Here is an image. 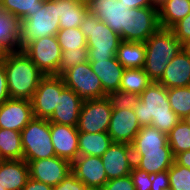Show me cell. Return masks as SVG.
<instances>
[{
	"mask_svg": "<svg viewBox=\"0 0 190 190\" xmlns=\"http://www.w3.org/2000/svg\"><path fill=\"white\" fill-rule=\"evenodd\" d=\"M134 108L140 126L151 125L168 134L182 119L175 114L168 101L167 89L152 82L140 95Z\"/></svg>",
	"mask_w": 190,
	"mask_h": 190,
	"instance_id": "obj_1",
	"label": "cell"
},
{
	"mask_svg": "<svg viewBox=\"0 0 190 190\" xmlns=\"http://www.w3.org/2000/svg\"><path fill=\"white\" fill-rule=\"evenodd\" d=\"M3 65L9 97L31 100L45 75L22 50L12 51Z\"/></svg>",
	"mask_w": 190,
	"mask_h": 190,
	"instance_id": "obj_2",
	"label": "cell"
},
{
	"mask_svg": "<svg viewBox=\"0 0 190 190\" xmlns=\"http://www.w3.org/2000/svg\"><path fill=\"white\" fill-rule=\"evenodd\" d=\"M144 43L146 58L143 69L153 82H157L170 60L174 59L183 49L182 43L171 29L161 27Z\"/></svg>",
	"mask_w": 190,
	"mask_h": 190,
	"instance_id": "obj_3",
	"label": "cell"
},
{
	"mask_svg": "<svg viewBox=\"0 0 190 190\" xmlns=\"http://www.w3.org/2000/svg\"><path fill=\"white\" fill-rule=\"evenodd\" d=\"M79 28L87 39L88 60H108L116 57L122 40L97 16L88 12Z\"/></svg>",
	"mask_w": 190,
	"mask_h": 190,
	"instance_id": "obj_4",
	"label": "cell"
},
{
	"mask_svg": "<svg viewBox=\"0 0 190 190\" xmlns=\"http://www.w3.org/2000/svg\"><path fill=\"white\" fill-rule=\"evenodd\" d=\"M59 29L57 6L51 0H44L42 7L20 22L19 50L32 40L56 35Z\"/></svg>",
	"mask_w": 190,
	"mask_h": 190,
	"instance_id": "obj_5",
	"label": "cell"
},
{
	"mask_svg": "<svg viewBox=\"0 0 190 190\" xmlns=\"http://www.w3.org/2000/svg\"><path fill=\"white\" fill-rule=\"evenodd\" d=\"M23 159H47L56 156L48 119L34 117L21 131Z\"/></svg>",
	"mask_w": 190,
	"mask_h": 190,
	"instance_id": "obj_6",
	"label": "cell"
},
{
	"mask_svg": "<svg viewBox=\"0 0 190 190\" xmlns=\"http://www.w3.org/2000/svg\"><path fill=\"white\" fill-rule=\"evenodd\" d=\"M21 50L45 76H57L62 51L56 35L32 40Z\"/></svg>",
	"mask_w": 190,
	"mask_h": 190,
	"instance_id": "obj_7",
	"label": "cell"
},
{
	"mask_svg": "<svg viewBox=\"0 0 190 190\" xmlns=\"http://www.w3.org/2000/svg\"><path fill=\"white\" fill-rule=\"evenodd\" d=\"M61 77L64 80L65 86L72 89L83 100L107 97L101 81L91 69L89 61L74 66Z\"/></svg>",
	"mask_w": 190,
	"mask_h": 190,
	"instance_id": "obj_8",
	"label": "cell"
},
{
	"mask_svg": "<svg viewBox=\"0 0 190 190\" xmlns=\"http://www.w3.org/2000/svg\"><path fill=\"white\" fill-rule=\"evenodd\" d=\"M112 109V104L108 97L84 100L77 125L78 132L107 133Z\"/></svg>",
	"mask_w": 190,
	"mask_h": 190,
	"instance_id": "obj_9",
	"label": "cell"
},
{
	"mask_svg": "<svg viewBox=\"0 0 190 190\" xmlns=\"http://www.w3.org/2000/svg\"><path fill=\"white\" fill-rule=\"evenodd\" d=\"M159 28L158 8L148 6L128 9L124 41L145 42Z\"/></svg>",
	"mask_w": 190,
	"mask_h": 190,
	"instance_id": "obj_10",
	"label": "cell"
},
{
	"mask_svg": "<svg viewBox=\"0 0 190 190\" xmlns=\"http://www.w3.org/2000/svg\"><path fill=\"white\" fill-rule=\"evenodd\" d=\"M65 87L61 76H45L31 99L34 117L48 119L58 105V96Z\"/></svg>",
	"mask_w": 190,
	"mask_h": 190,
	"instance_id": "obj_11",
	"label": "cell"
},
{
	"mask_svg": "<svg viewBox=\"0 0 190 190\" xmlns=\"http://www.w3.org/2000/svg\"><path fill=\"white\" fill-rule=\"evenodd\" d=\"M128 9H132L131 6L125 5L120 0H92L88 5L89 13L107 24L122 41L124 29H127Z\"/></svg>",
	"mask_w": 190,
	"mask_h": 190,
	"instance_id": "obj_12",
	"label": "cell"
},
{
	"mask_svg": "<svg viewBox=\"0 0 190 190\" xmlns=\"http://www.w3.org/2000/svg\"><path fill=\"white\" fill-rule=\"evenodd\" d=\"M29 177L54 187L71 173V162L58 156L26 161Z\"/></svg>",
	"mask_w": 190,
	"mask_h": 190,
	"instance_id": "obj_13",
	"label": "cell"
},
{
	"mask_svg": "<svg viewBox=\"0 0 190 190\" xmlns=\"http://www.w3.org/2000/svg\"><path fill=\"white\" fill-rule=\"evenodd\" d=\"M101 160L108 180L127 176L134 166L132 146L113 142L101 156Z\"/></svg>",
	"mask_w": 190,
	"mask_h": 190,
	"instance_id": "obj_14",
	"label": "cell"
},
{
	"mask_svg": "<svg viewBox=\"0 0 190 190\" xmlns=\"http://www.w3.org/2000/svg\"><path fill=\"white\" fill-rule=\"evenodd\" d=\"M34 118L31 100L9 98L0 105V128L21 132Z\"/></svg>",
	"mask_w": 190,
	"mask_h": 190,
	"instance_id": "obj_15",
	"label": "cell"
},
{
	"mask_svg": "<svg viewBox=\"0 0 190 190\" xmlns=\"http://www.w3.org/2000/svg\"><path fill=\"white\" fill-rule=\"evenodd\" d=\"M71 173L91 189H101L108 181L101 157L98 156L78 155L71 163Z\"/></svg>",
	"mask_w": 190,
	"mask_h": 190,
	"instance_id": "obj_16",
	"label": "cell"
},
{
	"mask_svg": "<svg viewBox=\"0 0 190 190\" xmlns=\"http://www.w3.org/2000/svg\"><path fill=\"white\" fill-rule=\"evenodd\" d=\"M140 129L134 109L112 110L107 133L113 142L131 145Z\"/></svg>",
	"mask_w": 190,
	"mask_h": 190,
	"instance_id": "obj_17",
	"label": "cell"
},
{
	"mask_svg": "<svg viewBox=\"0 0 190 190\" xmlns=\"http://www.w3.org/2000/svg\"><path fill=\"white\" fill-rule=\"evenodd\" d=\"M50 134L56 156L72 163L79 155L77 127L50 123Z\"/></svg>",
	"mask_w": 190,
	"mask_h": 190,
	"instance_id": "obj_18",
	"label": "cell"
},
{
	"mask_svg": "<svg viewBox=\"0 0 190 190\" xmlns=\"http://www.w3.org/2000/svg\"><path fill=\"white\" fill-rule=\"evenodd\" d=\"M83 102L84 100L78 94L65 87L58 96V105L48 121L77 127Z\"/></svg>",
	"mask_w": 190,
	"mask_h": 190,
	"instance_id": "obj_19",
	"label": "cell"
},
{
	"mask_svg": "<svg viewBox=\"0 0 190 190\" xmlns=\"http://www.w3.org/2000/svg\"><path fill=\"white\" fill-rule=\"evenodd\" d=\"M134 166L150 175L167 171L174 162L170 147H161V150H132Z\"/></svg>",
	"mask_w": 190,
	"mask_h": 190,
	"instance_id": "obj_20",
	"label": "cell"
},
{
	"mask_svg": "<svg viewBox=\"0 0 190 190\" xmlns=\"http://www.w3.org/2000/svg\"><path fill=\"white\" fill-rule=\"evenodd\" d=\"M157 82L166 89L190 86V55L182 49Z\"/></svg>",
	"mask_w": 190,
	"mask_h": 190,
	"instance_id": "obj_21",
	"label": "cell"
},
{
	"mask_svg": "<svg viewBox=\"0 0 190 190\" xmlns=\"http://www.w3.org/2000/svg\"><path fill=\"white\" fill-rule=\"evenodd\" d=\"M91 69L95 72L101 81L105 94L118 91L125 68L119 63L116 57L108 60H88Z\"/></svg>",
	"mask_w": 190,
	"mask_h": 190,
	"instance_id": "obj_22",
	"label": "cell"
},
{
	"mask_svg": "<svg viewBox=\"0 0 190 190\" xmlns=\"http://www.w3.org/2000/svg\"><path fill=\"white\" fill-rule=\"evenodd\" d=\"M28 178L29 167L24 159L0 162V185L6 190H22Z\"/></svg>",
	"mask_w": 190,
	"mask_h": 190,
	"instance_id": "obj_23",
	"label": "cell"
},
{
	"mask_svg": "<svg viewBox=\"0 0 190 190\" xmlns=\"http://www.w3.org/2000/svg\"><path fill=\"white\" fill-rule=\"evenodd\" d=\"M57 6L60 29L80 27L88 6L72 0H51Z\"/></svg>",
	"mask_w": 190,
	"mask_h": 190,
	"instance_id": "obj_24",
	"label": "cell"
},
{
	"mask_svg": "<svg viewBox=\"0 0 190 190\" xmlns=\"http://www.w3.org/2000/svg\"><path fill=\"white\" fill-rule=\"evenodd\" d=\"M116 58L125 69L144 68L146 46L144 42L121 41Z\"/></svg>",
	"mask_w": 190,
	"mask_h": 190,
	"instance_id": "obj_25",
	"label": "cell"
},
{
	"mask_svg": "<svg viewBox=\"0 0 190 190\" xmlns=\"http://www.w3.org/2000/svg\"><path fill=\"white\" fill-rule=\"evenodd\" d=\"M113 140L108 133H79L78 148L80 156L101 157L111 146Z\"/></svg>",
	"mask_w": 190,
	"mask_h": 190,
	"instance_id": "obj_26",
	"label": "cell"
},
{
	"mask_svg": "<svg viewBox=\"0 0 190 190\" xmlns=\"http://www.w3.org/2000/svg\"><path fill=\"white\" fill-rule=\"evenodd\" d=\"M190 13V0H167L158 8L161 28L171 29Z\"/></svg>",
	"mask_w": 190,
	"mask_h": 190,
	"instance_id": "obj_27",
	"label": "cell"
},
{
	"mask_svg": "<svg viewBox=\"0 0 190 190\" xmlns=\"http://www.w3.org/2000/svg\"><path fill=\"white\" fill-rule=\"evenodd\" d=\"M131 146L132 150H161V147H170L167 134L151 125L141 126Z\"/></svg>",
	"mask_w": 190,
	"mask_h": 190,
	"instance_id": "obj_28",
	"label": "cell"
},
{
	"mask_svg": "<svg viewBox=\"0 0 190 190\" xmlns=\"http://www.w3.org/2000/svg\"><path fill=\"white\" fill-rule=\"evenodd\" d=\"M0 43H4L11 51L19 50L20 21L0 9ZM17 49H16V48Z\"/></svg>",
	"mask_w": 190,
	"mask_h": 190,
	"instance_id": "obj_29",
	"label": "cell"
},
{
	"mask_svg": "<svg viewBox=\"0 0 190 190\" xmlns=\"http://www.w3.org/2000/svg\"><path fill=\"white\" fill-rule=\"evenodd\" d=\"M0 154L4 160H22L21 132L0 128Z\"/></svg>",
	"mask_w": 190,
	"mask_h": 190,
	"instance_id": "obj_30",
	"label": "cell"
},
{
	"mask_svg": "<svg viewBox=\"0 0 190 190\" xmlns=\"http://www.w3.org/2000/svg\"><path fill=\"white\" fill-rule=\"evenodd\" d=\"M152 82L143 68L125 69L119 91L140 95Z\"/></svg>",
	"mask_w": 190,
	"mask_h": 190,
	"instance_id": "obj_31",
	"label": "cell"
},
{
	"mask_svg": "<svg viewBox=\"0 0 190 190\" xmlns=\"http://www.w3.org/2000/svg\"><path fill=\"white\" fill-rule=\"evenodd\" d=\"M43 4L44 0H0V9L21 22L28 14L35 13Z\"/></svg>",
	"mask_w": 190,
	"mask_h": 190,
	"instance_id": "obj_32",
	"label": "cell"
},
{
	"mask_svg": "<svg viewBox=\"0 0 190 190\" xmlns=\"http://www.w3.org/2000/svg\"><path fill=\"white\" fill-rule=\"evenodd\" d=\"M167 139L173 156L190 150V125L181 120L167 134Z\"/></svg>",
	"mask_w": 190,
	"mask_h": 190,
	"instance_id": "obj_33",
	"label": "cell"
},
{
	"mask_svg": "<svg viewBox=\"0 0 190 190\" xmlns=\"http://www.w3.org/2000/svg\"><path fill=\"white\" fill-rule=\"evenodd\" d=\"M167 94L172 110L184 120L190 114V86L167 89Z\"/></svg>",
	"mask_w": 190,
	"mask_h": 190,
	"instance_id": "obj_34",
	"label": "cell"
},
{
	"mask_svg": "<svg viewBox=\"0 0 190 190\" xmlns=\"http://www.w3.org/2000/svg\"><path fill=\"white\" fill-rule=\"evenodd\" d=\"M61 51L87 48V39L79 27L59 29L56 33Z\"/></svg>",
	"mask_w": 190,
	"mask_h": 190,
	"instance_id": "obj_35",
	"label": "cell"
},
{
	"mask_svg": "<svg viewBox=\"0 0 190 190\" xmlns=\"http://www.w3.org/2000/svg\"><path fill=\"white\" fill-rule=\"evenodd\" d=\"M88 61V48L62 50L57 76H62L74 66Z\"/></svg>",
	"mask_w": 190,
	"mask_h": 190,
	"instance_id": "obj_36",
	"label": "cell"
},
{
	"mask_svg": "<svg viewBox=\"0 0 190 190\" xmlns=\"http://www.w3.org/2000/svg\"><path fill=\"white\" fill-rule=\"evenodd\" d=\"M169 183L173 190H190V169L173 162L168 170Z\"/></svg>",
	"mask_w": 190,
	"mask_h": 190,
	"instance_id": "obj_37",
	"label": "cell"
},
{
	"mask_svg": "<svg viewBox=\"0 0 190 190\" xmlns=\"http://www.w3.org/2000/svg\"><path fill=\"white\" fill-rule=\"evenodd\" d=\"M112 104V110L134 109L139 102V95L125 91H115L107 96Z\"/></svg>",
	"mask_w": 190,
	"mask_h": 190,
	"instance_id": "obj_38",
	"label": "cell"
},
{
	"mask_svg": "<svg viewBox=\"0 0 190 190\" xmlns=\"http://www.w3.org/2000/svg\"><path fill=\"white\" fill-rule=\"evenodd\" d=\"M130 176L135 190H151L152 175L133 166Z\"/></svg>",
	"mask_w": 190,
	"mask_h": 190,
	"instance_id": "obj_39",
	"label": "cell"
},
{
	"mask_svg": "<svg viewBox=\"0 0 190 190\" xmlns=\"http://www.w3.org/2000/svg\"><path fill=\"white\" fill-rule=\"evenodd\" d=\"M100 190H135L129 175L108 180Z\"/></svg>",
	"mask_w": 190,
	"mask_h": 190,
	"instance_id": "obj_40",
	"label": "cell"
},
{
	"mask_svg": "<svg viewBox=\"0 0 190 190\" xmlns=\"http://www.w3.org/2000/svg\"><path fill=\"white\" fill-rule=\"evenodd\" d=\"M171 30L174 35L183 44L190 39V13L186 15L182 20L176 23Z\"/></svg>",
	"mask_w": 190,
	"mask_h": 190,
	"instance_id": "obj_41",
	"label": "cell"
},
{
	"mask_svg": "<svg viewBox=\"0 0 190 190\" xmlns=\"http://www.w3.org/2000/svg\"><path fill=\"white\" fill-rule=\"evenodd\" d=\"M85 184L70 173L66 178L53 187V190H87Z\"/></svg>",
	"mask_w": 190,
	"mask_h": 190,
	"instance_id": "obj_42",
	"label": "cell"
},
{
	"mask_svg": "<svg viewBox=\"0 0 190 190\" xmlns=\"http://www.w3.org/2000/svg\"><path fill=\"white\" fill-rule=\"evenodd\" d=\"M170 186L168 170L152 175L151 190H162Z\"/></svg>",
	"mask_w": 190,
	"mask_h": 190,
	"instance_id": "obj_43",
	"label": "cell"
},
{
	"mask_svg": "<svg viewBox=\"0 0 190 190\" xmlns=\"http://www.w3.org/2000/svg\"><path fill=\"white\" fill-rule=\"evenodd\" d=\"M7 77L4 65L0 64V105L9 99Z\"/></svg>",
	"mask_w": 190,
	"mask_h": 190,
	"instance_id": "obj_44",
	"label": "cell"
},
{
	"mask_svg": "<svg viewBox=\"0 0 190 190\" xmlns=\"http://www.w3.org/2000/svg\"><path fill=\"white\" fill-rule=\"evenodd\" d=\"M22 190H53V187L29 177Z\"/></svg>",
	"mask_w": 190,
	"mask_h": 190,
	"instance_id": "obj_45",
	"label": "cell"
},
{
	"mask_svg": "<svg viewBox=\"0 0 190 190\" xmlns=\"http://www.w3.org/2000/svg\"><path fill=\"white\" fill-rule=\"evenodd\" d=\"M174 162L190 169V150L178 153L174 156Z\"/></svg>",
	"mask_w": 190,
	"mask_h": 190,
	"instance_id": "obj_46",
	"label": "cell"
},
{
	"mask_svg": "<svg viewBox=\"0 0 190 190\" xmlns=\"http://www.w3.org/2000/svg\"><path fill=\"white\" fill-rule=\"evenodd\" d=\"M127 6H131V8H141L153 6L152 0H120Z\"/></svg>",
	"mask_w": 190,
	"mask_h": 190,
	"instance_id": "obj_47",
	"label": "cell"
},
{
	"mask_svg": "<svg viewBox=\"0 0 190 190\" xmlns=\"http://www.w3.org/2000/svg\"><path fill=\"white\" fill-rule=\"evenodd\" d=\"M12 51L4 44L0 43V64H4L7 60L8 55Z\"/></svg>",
	"mask_w": 190,
	"mask_h": 190,
	"instance_id": "obj_48",
	"label": "cell"
},
{
	"mask_svg": "<svg viewBox=\"0 0 190 190\" xmlns=\"http://www.w3.org/2000/svg\"><path fill=\"white\" fill-rule=\"evenodd\" d=\"M182 48L190 55V39L182 44Z\"/></svg>",
	"mask_w": 190,
	"mask_h": 190,
	"instance_id": "obj_49",
	"label": "cell"
},
{
	"mask_svg": "<svg viewBox=\"0 0 190 190\" xmlns=\"http://www.w3.org/2000/svg\"><path fill=\"white\" fill-rule=\"evenodd\" d=\"M152 1H153V7L159 8L167 0H152Z\"/></svg>",
	"mask_w": 190,
	"mask_h": 190,
	"instance_id": "obj_50",
	"label": "cell"
},
{
	"mask_svg": "<svg viewBox=\"0 0 190 190\" xmlns=\"http://www.w3.org/2000/svg\"><path fill=\"white\" fill-rule=\"evenodd\" d=\"M72 1L88 6L92 0H72Z\"/></svg>",
	"mask_w": 190,
	"mask_h": 190,
	"instance_id": "obj_51",
	"label": "cell"
},
{
	"mask_svg": "<svg viewBox=\"0 0 190 190\" xmlns=\"http://www.w3.org/2000/svg\"><path fill=\"white\" fill-rule=\"evenodd\" d=\"M185 122H187L190 125V114H188L186 116V118L184 119Z\"/></svg>",
	"mask_w": 190,
	"mask_h": 190,
	"instance_id": "obj_52",
	"label": "cell"
},
{
	"mask_svg": "<svg viewBox=\"0 0 190 190\" xmlns=\"http://www.w3.org/2000/svg\"><path fill=\"white\" fill-rule=\"evenodd\" d=\"M162 190H173V189L171 188V186H169V187L164 188V189H162Z\"/></svg>",
	"mask_w": 190,
	"mask_h": 190,
	"instance_id": "obj_53",
	"label": "cell"
},
{
	"mask_svg": "<svg viewBox=\"0 0 190 190\" xmlns=\"http://www.w3.org/2000/svg\"><path fill=\"white\" fill-rule=\"evenodd\" d=\"M4 159H3V157L1 156V154H0V162H2Z\"/></svg>",
	"mask_w": 190,
	"mask_h": 190,
	"instance_id": "obj_54",
	"label": "cell"
},
{
	"mask_svg": "<svg viewBox=\"0 0 190 190\" xmlns=\"http://www.w3.org/2000/svg\"><path fill=\"white\" fill-rule=\"evenodd\" d=\"M0 190H6V189L0 185Z\"/></svg>",
	"mask_w": 190,
	"mask_h": 190,
	"instance_id": "obj_55",
	"label": "cell"
},
{
	"mask_svg": "<svg viewBox=\"0 0 190 190\" xmlns=\"http://www.w3.org/2000/svg\"><path fill=\"white\" fill-rule=\"evenodd\" d=\"M87 190H100V189H91V188H88Z\"/></svg>",
	"mask_w": 190,
	"mask_h": 190,
	"instance_id": "obj_56",
	"label": "cell"
}]
</instances>
